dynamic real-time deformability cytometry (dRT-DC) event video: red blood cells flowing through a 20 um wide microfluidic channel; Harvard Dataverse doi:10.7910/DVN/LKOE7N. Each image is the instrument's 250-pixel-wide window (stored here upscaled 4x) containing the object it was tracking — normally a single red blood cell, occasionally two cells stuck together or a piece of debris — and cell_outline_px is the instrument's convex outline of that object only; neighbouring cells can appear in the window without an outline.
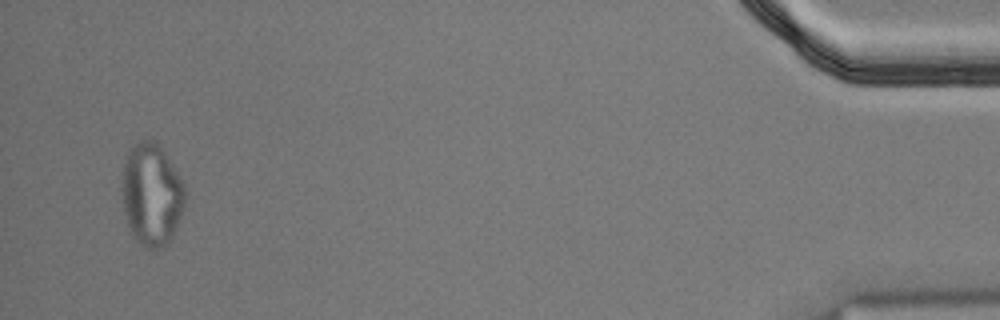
{"species": "Egyptian fruit bat (a non-hibernating species)", "species_latin": "Rousettus aegyptiacus", "temperature_condition": "cold", "stored_images_in_passage": 45, "segment_of_instrument_passage": [2, 2], "camera_frame_rate_fps": 3000, "um_per_image_px": 0.085, "animal": {"sex": "male"}, "frame": {"image": 1, "passage_image": 43, "time_ms": 14.0, "image_size_px": [1000, 320], "cell_outline_px": [[188, 196], [184, 208], [172, 236], [160, 248], [144, 248], [136, 240], [128, 224], [124, 212], [120, 196], [120, 188], [124, 164], [128, 152], [140, 140], [156, 140], [164, 152], [184, 184]], "centroid_in_image_um": [12.88, 16.53], "position_along_channel_um": 422.3, "area_um2": 37.74}}